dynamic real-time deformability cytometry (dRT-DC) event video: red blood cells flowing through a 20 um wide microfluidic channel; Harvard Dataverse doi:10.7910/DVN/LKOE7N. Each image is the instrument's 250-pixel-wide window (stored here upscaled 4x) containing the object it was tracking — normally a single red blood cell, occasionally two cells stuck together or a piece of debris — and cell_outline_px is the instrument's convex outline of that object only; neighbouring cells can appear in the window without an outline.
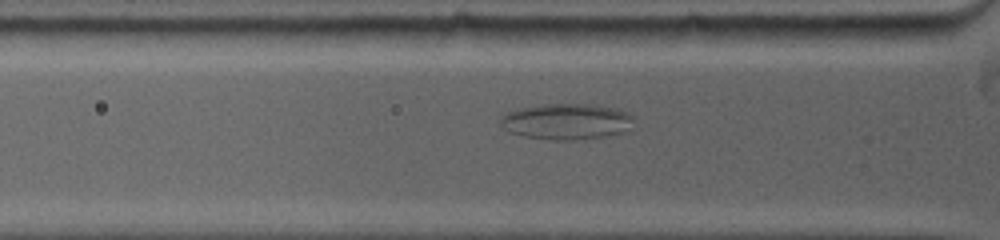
{"species": "common noctule bat (a hibernating species)", "species_latin": "Nyctalus noctula", "temperature_condition": "warm", "stored_images_in_passage": 17, "camera_frame_rate_fps": 5000, "um_per_image_px": 0.085, "animal": {"sex": "female", "body_mass_g": 19.0, "forearm_length_mm": 53.3}, "frame": {"image": 1, "passage_image": 11, "time_ms": 1.2, "image_size_px": [1000, 240], "cell_outline_px": [[636, 116], [632, 120], [616, 132], [600, 136], [564, 140], [556, 140], [524, 136], [508, 132], [500, 124], [500, 116], [504, 112], [520, 108], [544, 104], [588, 104], [620, 108]], "centroid_in_image_um": [48.03, 10.29], "position_along_channel_um": 77.8, "area_um2": 27.34}}